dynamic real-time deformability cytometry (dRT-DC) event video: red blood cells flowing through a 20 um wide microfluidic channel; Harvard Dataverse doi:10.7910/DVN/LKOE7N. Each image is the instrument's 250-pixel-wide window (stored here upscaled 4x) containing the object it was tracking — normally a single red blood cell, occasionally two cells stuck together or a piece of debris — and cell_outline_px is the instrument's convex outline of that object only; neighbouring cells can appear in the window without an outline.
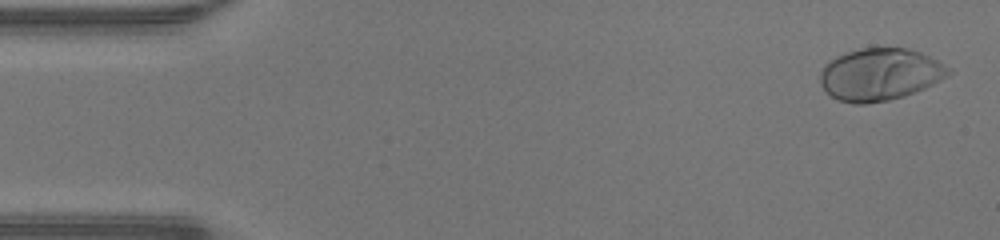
{"species": "human", "species_latin": "Homo sapiens", "temperature_condition": "warm", "stored_images_in_passage": 48, "camera_frame_rate_fps": 3000, "um_per_image_px": 0.085, "donor": {"sex": "male"}, "frame": {"image": 1, "passage_image": 2, "time_ms": 0.333, "image_size_px": [1000, 240], "cell_outline_px": [[952, 72], [948, 76], [924, 88], [904, 96], [888, 100], [864, 104], [852, 104], [840, 100], [832, 96], [820, 84], [820, 72], [824, 64], [828, 60], [844, 52], [860, 48], [908, 48], [920, 52], [952, 68]], "centroid_in_image_um": [74.78, 6.31], "position_along_channel_um": 10.2, "area_um2": 39.13}}
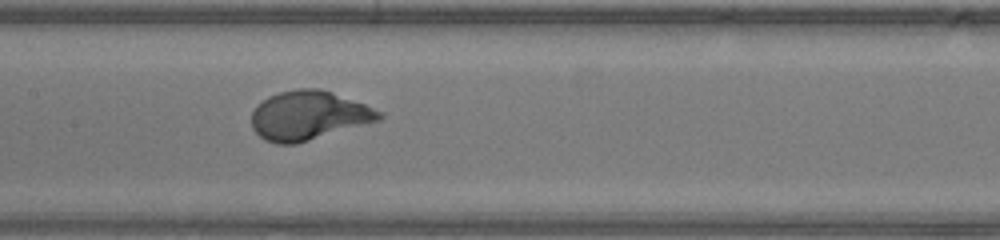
{"frame": {"image": 2, "passage_image": 23, "time_ms": 7.333, "image_size_px": [1000, 240], "cell_outline_px": [[384, 116], [380, 120], [296, 144], [276, 144], [264, 140], [252, 128], [252, 112], [268, 96], [280, 92], [296, 88], [320, 88], [332, 92], [364, 104], [384, 112]], "centroid_in_image_um": [26.25, 9.82], "position_along_channel_um": 181.2, "area_um2": 36.36}}
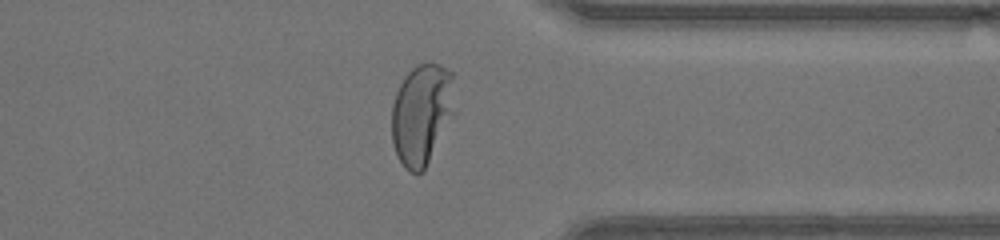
{"frame": {"image": 3, "passage_image": 37, "time_ms": 12.0, "image_size_px": [1000, 240], "cell_outline_px": [[456, 116], [424, 172], [416, 176], [404, 168], [392, 144], [392, 104], [396, 92], [404, 76], [416, 64], [440, 64], [452, 72], [456, 112]], "centroid_in_image_um": [35.89, 9.76], "position_along_channel_um": 375.5, "area_um2": 38.38}, "authors_computed_cell_mechanics": {"area_um2": 36.5296, "velocity_mm_per_s": 4.3056, "shape_relaxation_time_tau1_ms": 2.5776, "shape_relaxation_time_tau2_ms": null, "deformation_change_tau1": 0.2134, "deformation_change_tau2": null}}